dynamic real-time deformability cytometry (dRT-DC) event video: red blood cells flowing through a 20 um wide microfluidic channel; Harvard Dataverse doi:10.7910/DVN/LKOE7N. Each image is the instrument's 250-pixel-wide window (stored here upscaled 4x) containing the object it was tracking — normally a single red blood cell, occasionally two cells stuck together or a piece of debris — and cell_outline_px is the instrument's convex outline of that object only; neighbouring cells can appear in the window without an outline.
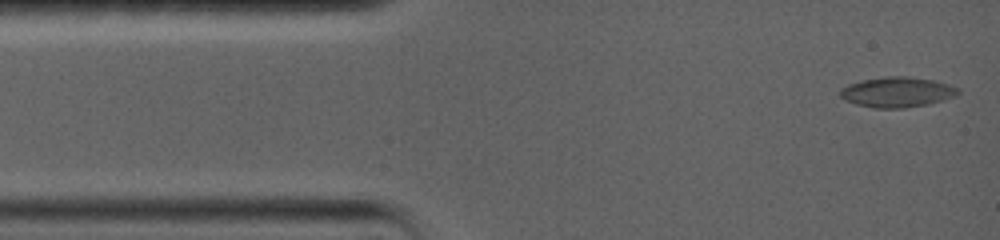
{"species": "common noctule bat (a hibernating species)", "species_latin": "Nyctalus noctula", "temperature_condition": "warm", "stored_images_in_passage": 39, "camera_frame_rate_fps": 5000, "um_per_image_px": 0.085, "animal": {"sex": "female", "body_mass_g": 19.0, "forearm_length_mm": 56.7}, "frame": {"image": 1, "passage_image": 1, "time_ms": 0.0, "image_size_px": [1000, 240], "cell_outline_px": [[960, 92], [956, 96], [944, 100], [928, 104], [904, 108], [876, 108], [856, 104], [844, 100], [840, 96], [840, 88], [848, 84], [860, 80], [888, 76], [908, 76], [932, 80], [948, 84], [956, 88]], "centroid_in_image_um": [76.23, 7.83], "position_along_channel_um": 8.8, "area_um2": 20.81}}
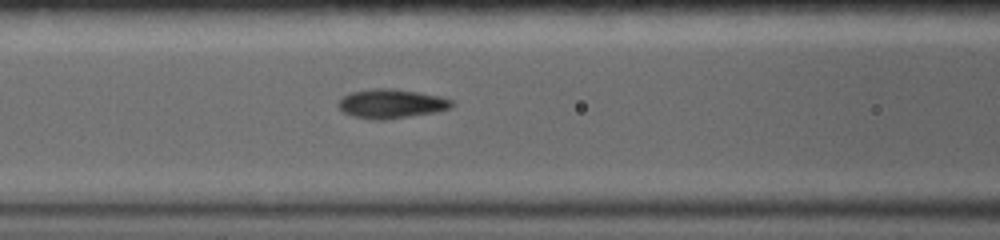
{"frame": {"image": 2, "passage_image": 17, "time_ms": 5.4, "image_size_px": [1000, 240], "cell_outline_px": [[456, 104], [452, 108], [436, 112], [384, 120], [372, 120], [352, 116], [344, 112], [336, 104], [344, 96], [352, 92], [372, 88], [392, 88], [440, 96], [452, 100]], "centroid_in_image_um": [33.28, 8.82], "position_along_channel_um": 133.3, "area_um2": 19.36}}
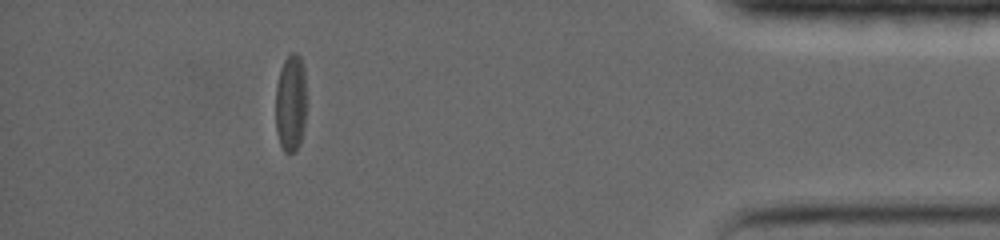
{"frame": {"image": 3, "passage_image": 34, "time_ms": 14.6, "image_size_px": [1000, 240], "cell_outline_px": [[304, 124], [300, 144], [292, 152], [284, 152], [280, 144], [276, 132], [276, 84], [280, 68], [284, 60], [292, 52], [296, 52], [300, 56], [304, 68]], "centroid_in_image_um": [24.68, 8.74], "position_along_channel_um": 410.5, "area_um2": 17.34}, "authors_computed_cell_mechanics": {"area_um2": 18.8428, "velocity_mm_per_s": 3.5916, "shape_relaxation_time_tau1_ms": 10.6383, "shape_relaxation_time_tau2_ms": 2.5478, "deformation_change_tau1": 0.2495, "deformation_change_tau2": 0.0998}}